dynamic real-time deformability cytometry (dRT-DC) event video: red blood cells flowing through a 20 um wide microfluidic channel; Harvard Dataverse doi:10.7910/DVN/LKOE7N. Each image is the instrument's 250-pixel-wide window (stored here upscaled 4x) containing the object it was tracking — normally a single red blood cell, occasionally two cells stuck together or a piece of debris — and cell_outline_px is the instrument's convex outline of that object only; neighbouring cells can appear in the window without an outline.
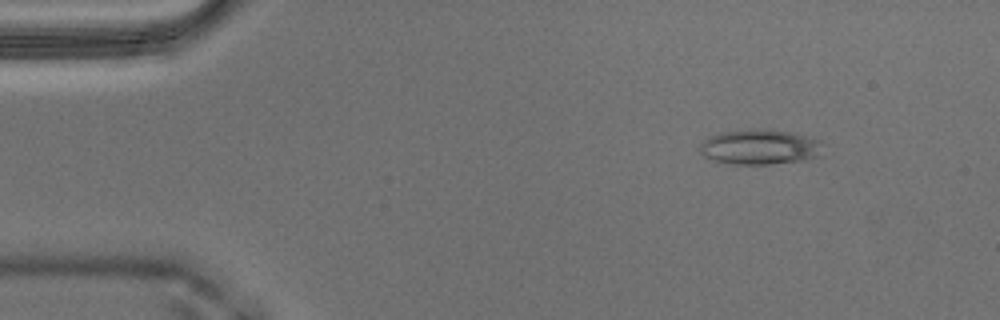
{"species": "Egyptian fruit bat (a non-hibernating species)", "species_latin": "Rousettus aegyptiacus", "temperature_condition": "warm", "stored_images_in_passage": 7, "camera_frame_rate_fps": 3000, "um_per_image_px": 0.085, "animal": {"sex": "male"}, "frame": {"image": 1, "passage_image": 1, "time_ms": 0.0, "image_size_px": [1000, 320], "cell_outline_px": [[824, 156], [808, 160], [768, 164], [728, 164], [712, 160], [700, 156], [700, 144], [708, 136], [720, 132], [760, 128], [764, 128], [792, 132], [820, 140]], "centroid_in_image_um": [64.6, 12.5], "position_along_channel_um": 20.4, "area_um2": 25.84}}